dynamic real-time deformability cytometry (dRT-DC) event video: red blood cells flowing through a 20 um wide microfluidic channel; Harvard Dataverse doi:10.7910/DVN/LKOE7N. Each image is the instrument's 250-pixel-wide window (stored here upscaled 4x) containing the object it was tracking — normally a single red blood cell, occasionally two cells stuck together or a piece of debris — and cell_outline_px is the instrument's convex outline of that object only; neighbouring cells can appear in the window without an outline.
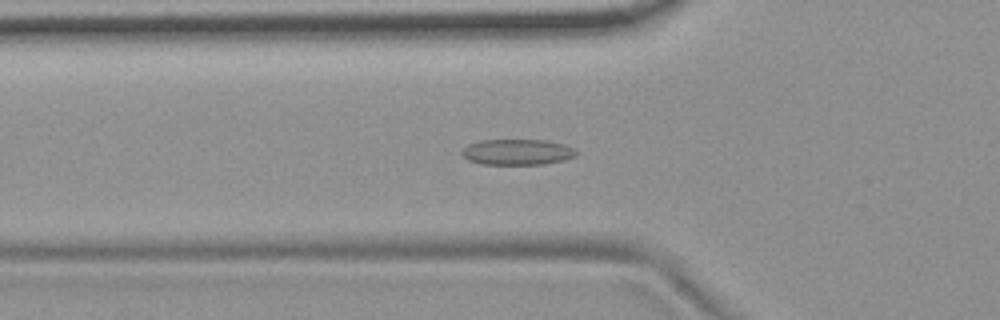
{"species": "common noctule bat (a hibernating species)", "species_latin": "Nyctalus noctula", "temperature_condition": "room temperature", "stored_images_in_passage": 47, "camera_frame_rate_fps": 3000, "um_per_image_px": 0.085, "animal": {"sex": "female", "body_mass_g": 19.9}, "frame": {"image": 1, "passage_image": 11, "time_ms": 3.333, "image_size_px": [1000, 320], "cell_outline_px": [[580, 152], [576, 156], [564, 160], [544, 164], [484, 164], [468, 160], [460, 152], [468, 144], [480, 140], [544, 140], [564, 144]], "centroid_in_image_um": [43.99, 12.92], "position_along_channel_um": 81.8, "area_um2": 17.17}}
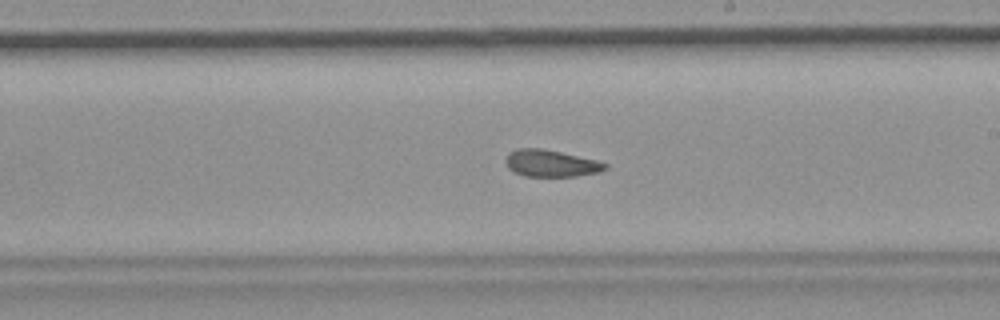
{"frame": {"image": 2, "passage_image": 24, "time_ms": 7.667, "image_size_px": [1000, 320], "cell_outline_px": [[608, 168], [600, 172], [572, 176], [524, 176], [508, 168], [504, 160], [508, 152], [516, 148], [544, 148], [596, 160], [608, 164]], "centroid_in_image_um": [46.8, 13.87], "position_along_channel_um": 242.2, "area_um2": 15.66}}
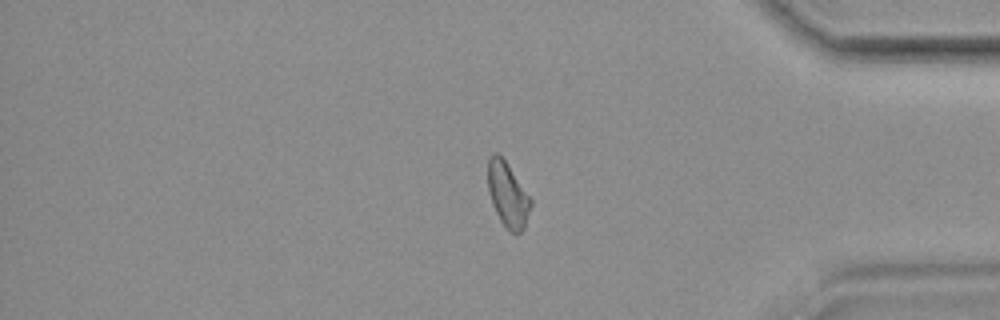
{"frame": {"image": 3, "passage_image": 38, "time_ms": 12.333, "image_size_px": [1000, 320], "cell_outline_px": [[532, 204], [524, 228], [516, 236], [500, 220], [492, 204], [488, 188], [488, 156], [492, 152], [496, 152], [508, 164], [532, 200]], "centroid_in_image_um": [43.15, 16.53], "position_along_channel_um": 392.0, "area_um2": 16.07}, "authors_computed_cell_mechanics": {"area_um2": 16.473, "velocity_mm_per_s": 3.7021, "shape_relaxation_time_tau1_ms": null, "shape_relaxation_time_tau2_ms": 3.6656, "deformation_change_tau1": null, "deformation_change_tau2": 0.0979}}